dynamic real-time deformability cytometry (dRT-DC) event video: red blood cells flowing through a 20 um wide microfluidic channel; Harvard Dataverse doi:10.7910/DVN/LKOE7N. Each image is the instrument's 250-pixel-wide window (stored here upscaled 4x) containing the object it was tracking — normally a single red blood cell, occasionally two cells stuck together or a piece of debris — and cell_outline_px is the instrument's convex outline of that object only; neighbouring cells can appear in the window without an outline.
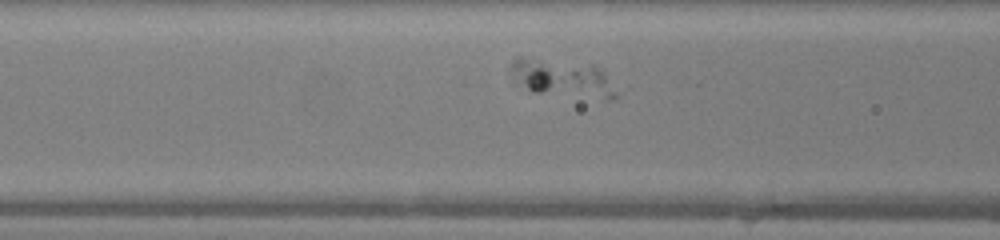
{"species": "human", "species_latin": "Homo sapiens", "temperature_condition": "warm", "stored_images_in_passage": 30, "camera_frame_rate_fps": 3000, "um_per_image_px": 0.085, "donor": {"sex": "female"}, "frame": {"image": 1, "passage_image": 8, "time_ms": 2.333, "image_size_px": [1000, 240], "cell_outline_px": [[620, 92], [616, 96], [608, 96], [532, 92], [528, 88], [512, 68], [512, 60], [516, 56], [520, 56], [592, 64], [600, 68], [604, 72]], "centroid_in_image_um": [47.86, 6.56], "position_along_channel_um": 118.7, "area_um2": 21.68}}
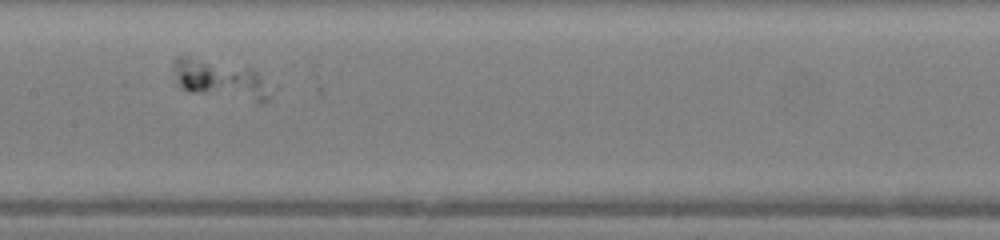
{"frame": {"image": 2, "passage_image": 13, "time_ms": 4.0, "image_size_px": [1000, 240], "cell_outline_px": [[280, 88], [272, 100], [260, 104], [256, 104], [188, 92], [180, 84], [172, 64], [172, 60], [176, 56], [184, 56], [252, 68], [280, 84]], "centroid_in_image_um": [19.07, 6.84], "position_along_channel_um": 188.3, "area_um2": 24.04}}
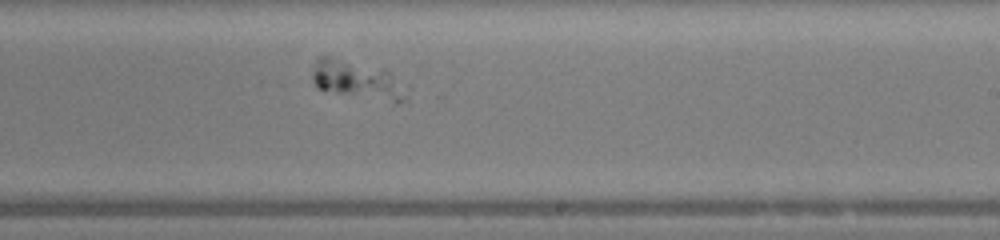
{"frame": {"image": 3, "passage_image": 18, "time_ms": 5.667, "image_size_px": [1000, 240], "cell_outline_px": [[404, 100], [396, 104], [316, 88], [312, 76], [316, 60], [320, 56], [328, 56], [384, 68], [392, 76]], "centroid_in_image_um": [30.23, 6.77], "position_along_channel_um": 258.8, "area_um2": 20.0}}